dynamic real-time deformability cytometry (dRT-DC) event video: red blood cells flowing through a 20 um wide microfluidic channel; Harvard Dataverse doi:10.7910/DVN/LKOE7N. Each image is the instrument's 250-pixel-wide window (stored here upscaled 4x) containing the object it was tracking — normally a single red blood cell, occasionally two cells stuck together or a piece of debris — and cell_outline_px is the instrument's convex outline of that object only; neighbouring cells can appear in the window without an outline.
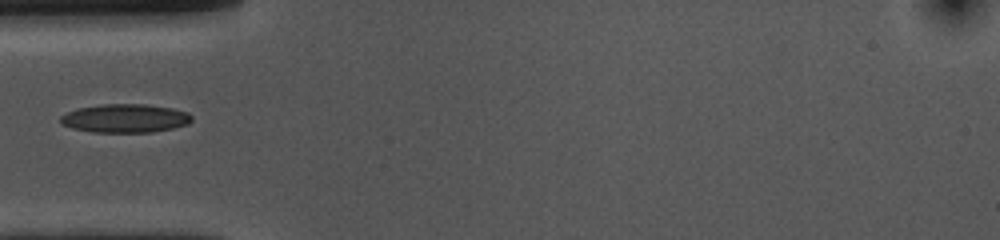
{"species": "common noctule bat (a hibernating species)", "species_latin": "Nyctalus noctula", "temperature_condition": "cold", "stored_images_in_passage": 1, "camera_frame_rate_fps": 3000, "um_per_image_px": 0.085, "animal": {"sex": "female", "body_mass_g": 10.0, "forearm_length_mm": 53.1}, "frame": {"image": 1, "passage_image": 1, "time_ms": 0.0, "image_size_px": [1000, 240], "cell_outline_px": [[192, 120], [188, 124], [172, 128], [152, 132], [92, 132], [72, 128], [64, 124], [60, 120], [60, 116], [68, 112], [80, 108], [100, 104], [144, 104], [172, 108], [188, 112], [192, 116]], "centroid_in_image_um": [10.66, 10.05], "position_along_channel_um": 74.3, "area_um2": 21.73}}